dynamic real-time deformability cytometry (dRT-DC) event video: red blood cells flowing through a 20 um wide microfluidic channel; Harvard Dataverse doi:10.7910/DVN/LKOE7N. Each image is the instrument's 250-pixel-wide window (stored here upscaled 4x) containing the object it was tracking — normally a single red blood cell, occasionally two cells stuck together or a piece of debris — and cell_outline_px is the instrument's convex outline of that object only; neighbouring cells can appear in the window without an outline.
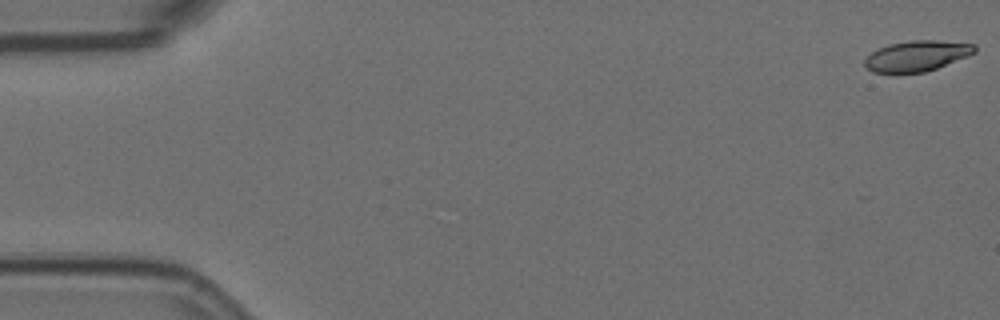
{"species": "Egyptian fruit bat (a non-hibernating species)", "species_latin": "Rousettus aegyptiacus", "temperature_condition": "room temperature", "stored_images_in_passage": 15, "camera_frame_rate_fps": 3000, "um_per_image_px": 0.085, "animal": {"sex": "female"}, "frame": {"image": 1, "passage_image": 1, "time_ms": 0.0, "image_size_px": [1000, 320], "cell_outline_px": [[976, 52], [968, 56], [936, 68], [924, 72], [872, 72], [864, 64], [864, 60], [872, 52], [888, 44], [912, 40], [936, 40], [976, 44]], "centroid_in_image_um": [77.96, 4.74], "position_along_channel_um": 7.0, "area_um2": 19.36}}
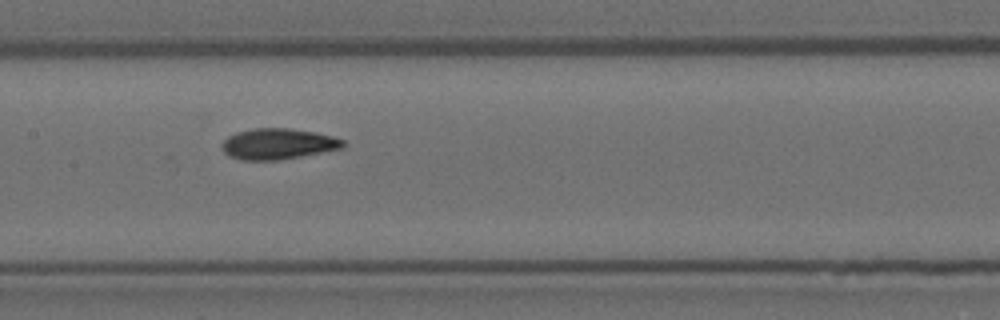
{"frame": {"image": 2, "passage_image": 8, "time_ms": 2.333, "image_size_px": [1000, 320], "cell_outline_px": [[344, 148], [280, 160], [240, 160], [228, 156], [220, 148], [220, 144], [228, 136], [236, 132], [252, 128], [288, 128], [316, 132], [332, 136], [344, 140]], "centroid_in_image_um": [23.59, 12.23], "position_along_channel_um": 183.8, "area_um2": 22.02}}
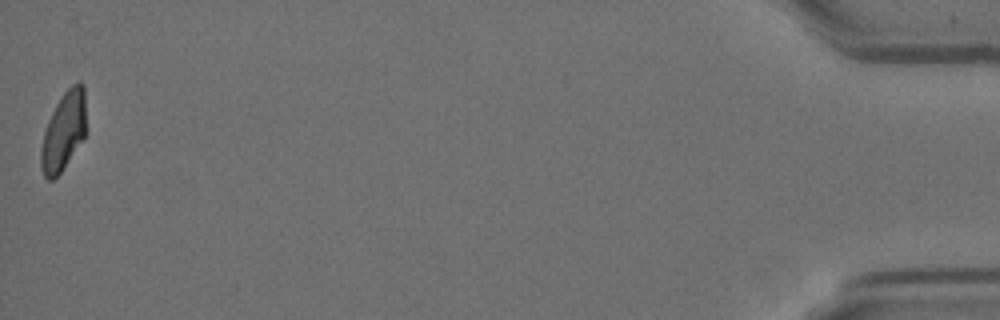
{"frame": {"image": 3, "passage_image": 15, "time_ms": 4.667, "image_size_px": [1000, 320], "cell_outline_px": [[84, 136], [60, 172], [52, 180], [48, 180], [44, 176], [40, 168], [40, 148], [44, 132], [48, 120], [56, 104], [64, 92], [72, 84], [80, 80], [84, 84]], "centroid_in_image_um": [5.36, 11.14], "position_along_channel_um": 429.8, "area_um2": 20.17}}